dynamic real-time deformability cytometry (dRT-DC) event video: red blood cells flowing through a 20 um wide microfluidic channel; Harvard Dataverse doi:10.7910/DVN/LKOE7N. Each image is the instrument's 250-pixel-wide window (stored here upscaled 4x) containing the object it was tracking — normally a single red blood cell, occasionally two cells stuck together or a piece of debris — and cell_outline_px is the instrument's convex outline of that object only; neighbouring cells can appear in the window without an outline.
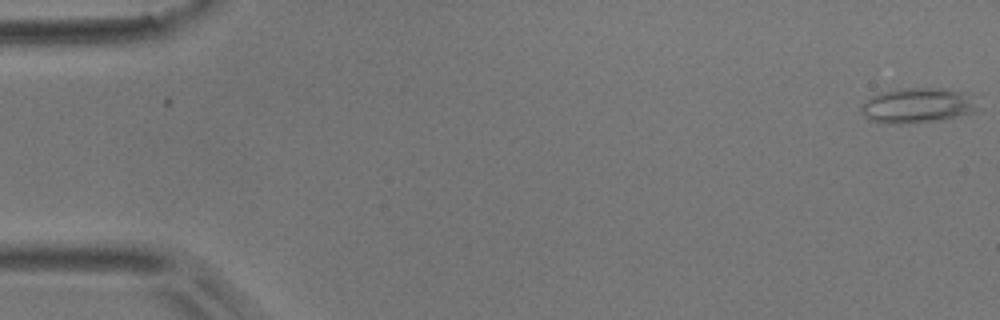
{"species": "common noctule bat (a hibernating species)", "species_latin": "Nyctalus noctula", "temperature_condition": "room temperature", "stored_images_in_passage": 2, "camera_frame_rate_fps": 3000, "um_per_image_px": 0.085, "animal": {"sex": "male", "body_mass_g": 17.9}, "frame": {"image": 1, "passage_image": 2, "time_ms": 1.333, "image_size_px": [1000, 320], "cell_outline_px": [[980, 108], [972, 112], [940, 120], [900, 124], [892, 124], [872, 120], [864, 116], [860, 112], [860, 108], [872, 96], [880, 92], [896, 88], [940, 88], [968, 92]], "centroid_in_image_um": [78.0, 8.95], "position_along_channel_um": 7.0, "area_um2": 23.81}}